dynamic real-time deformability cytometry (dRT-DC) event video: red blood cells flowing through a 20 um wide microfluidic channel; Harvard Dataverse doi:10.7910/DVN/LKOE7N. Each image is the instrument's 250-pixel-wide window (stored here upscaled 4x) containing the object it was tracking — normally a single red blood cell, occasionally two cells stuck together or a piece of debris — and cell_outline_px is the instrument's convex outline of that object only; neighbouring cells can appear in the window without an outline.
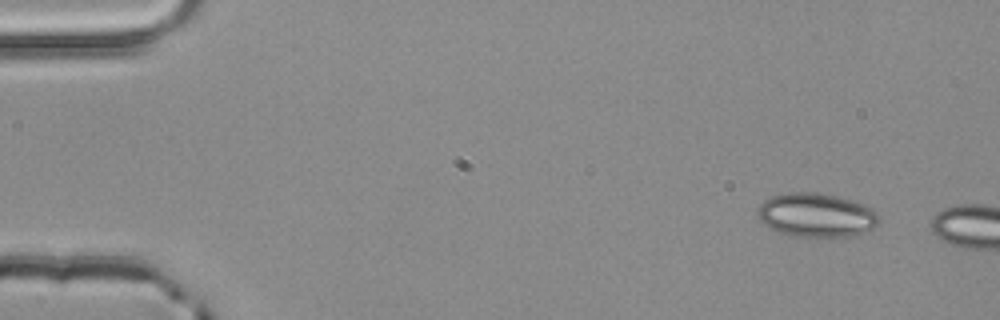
{"species": "common noctule bat (a hibernating species)", "species_latin": "Nyctalus noctula", "temperature_condition": "room temperature", "stored_images_in_passage": 2, "camera_frame_rate_fps": 3000, "um_per_image_px": 0.085, "animal": {"sex": "male", "body_mass_g": 20.4}, "frame": {"image": 1, "passage_image": 1, "time_ms": 0.0, "image_size_px": [1000, 320], "cell_outline_px": [[880, 220], [872, 228], [852, 236], [796, 236], [780, 232], [764, 224], [760, 220], [756, 212], [760, 204], [764, 200], [772, 196], [788, 192], [816, 192], [840, 196], [872, 208], [876, 212]], "centroid_in_image_um": [69.37, 18.26], "position_along_channel_um": 15.6, "area_um2": 30.81}}